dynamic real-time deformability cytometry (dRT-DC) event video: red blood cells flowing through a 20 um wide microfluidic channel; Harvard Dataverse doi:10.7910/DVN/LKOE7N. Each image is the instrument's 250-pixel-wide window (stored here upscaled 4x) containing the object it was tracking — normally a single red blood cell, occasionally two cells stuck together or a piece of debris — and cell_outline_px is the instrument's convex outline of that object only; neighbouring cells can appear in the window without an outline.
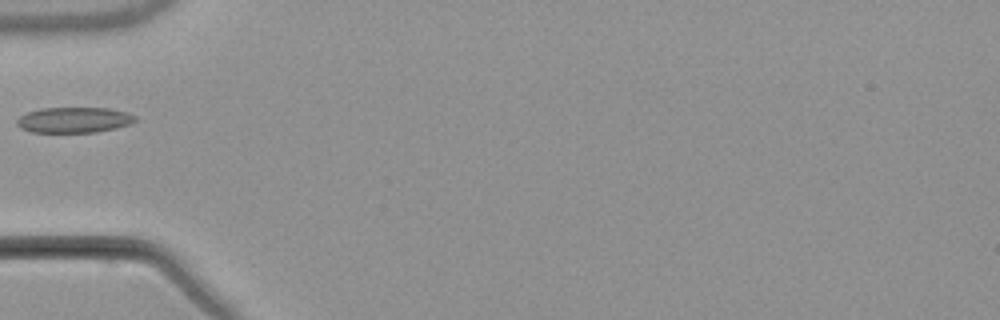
{"species": "common noctule bat (a hibernating species)", "species_latin": "Nyctalus noctula", "temperature_condition": "warm", "stored_images_in_passage": 5, "camera_frame_rate_fps": 3000, "um_per_image_px": 0.085, "animal": {"sex": "male", "body_mass_g": 21.5, "forearm_length_mm": 52.0}, "frame": {"image": 1, "passage_image": 4, "time_ms": 4.333, "image_size_px": [1000, 320], "cell_outline_px": [[136, 120], [128, 124], [116, 128], [96, 132], [32, 132], [20, 128], [16, 124], [16, 120], [20, 116], [28, 112], [40, 108], [108, 108], [128, 112], [136, 116]], "centroid_in_image_um": [6.28, 10.19], "position_along_channel_um": 78.7, "area_um2": 17.63}}
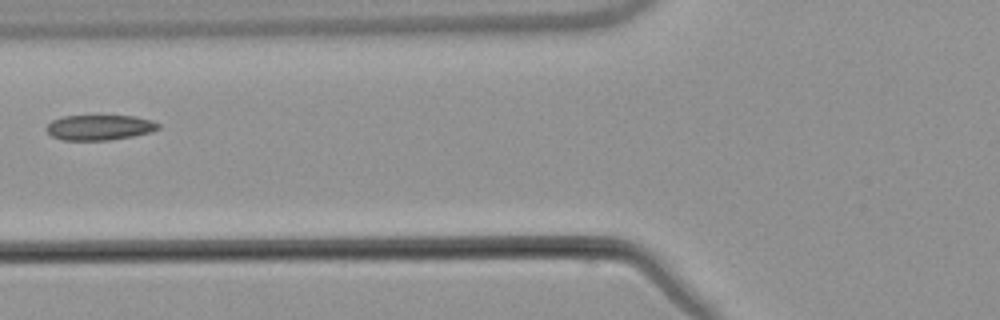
{"frame": {"image": 2, "passage_image": 5, "time_ms": 5.333, "image_size_px": [1000, 320], "cell_outline_px": [[160, 128], [152, 132], [132, 136], [108, 140], [60, 140], [52, 136], [44, 128], [52, 120], [64, 116], [136, 116], [152, 120], [160, 124]], "centroid_in_image_um": [8.47, 10.83], "position_along_channel_um": 117.3, "area_um2": 16.53}}